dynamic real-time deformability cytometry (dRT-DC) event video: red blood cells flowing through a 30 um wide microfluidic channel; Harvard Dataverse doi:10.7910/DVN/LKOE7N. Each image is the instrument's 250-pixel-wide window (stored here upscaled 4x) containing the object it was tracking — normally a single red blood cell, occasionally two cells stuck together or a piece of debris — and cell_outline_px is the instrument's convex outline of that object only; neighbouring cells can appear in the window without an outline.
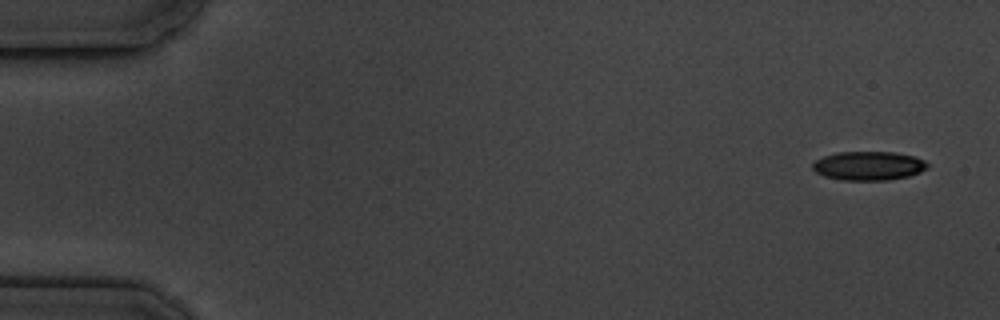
{"species": "common noctule bat (a hibernating species)", "species_latin": "Nyctalus noctula", "temperature_condition": "cold", "stored_images_in_passage": 5, "camera_frame_rate_fps": 3000, "um_per_image_px": 0.085, "animal": {"sex": "male", "body_mass_g": 19.5, "forearm_length_mm": 54.6}, "frame": {"image": 1, "passage_image": 1, "time_ms": 0.0, "image_size_px": [1000, 320], "cell_outline_px": [[928, 168], [920, 172], [908, 176], [888, 180], [840, 180], [824, 176], [816, 172], [812, 168], [812, 164], [816, 160], [824, 156], [836, 152], [896, 152], [916, 156], [924, 160], [928, 164]], "centroid_in_image_um": [73.84, 14.09], "position_along_channel_um": 11.2, "area_um2": 19.48}}
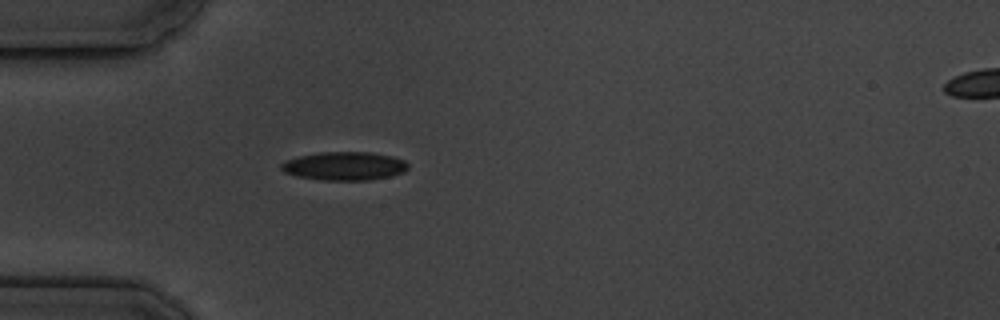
{"frame": {"image": 2, "passage_image": 5, "time_ms": 4.667, "image_size_px": [1000, 320], "cell_outline_px": [[408, 168], [404, 172], [392, 176], [368, 180], [324, 180], [296, 176], [284, 172], [280, 168], [280, 164], [284, 160], [300, 156], [320, 152], [372, 152], [392, 156], [404, 160], [408, 164]], "centroid_in_image_um": [29.28, 14.11], "position_along_channel_um": 55.7, "area_um2": 21.15}}